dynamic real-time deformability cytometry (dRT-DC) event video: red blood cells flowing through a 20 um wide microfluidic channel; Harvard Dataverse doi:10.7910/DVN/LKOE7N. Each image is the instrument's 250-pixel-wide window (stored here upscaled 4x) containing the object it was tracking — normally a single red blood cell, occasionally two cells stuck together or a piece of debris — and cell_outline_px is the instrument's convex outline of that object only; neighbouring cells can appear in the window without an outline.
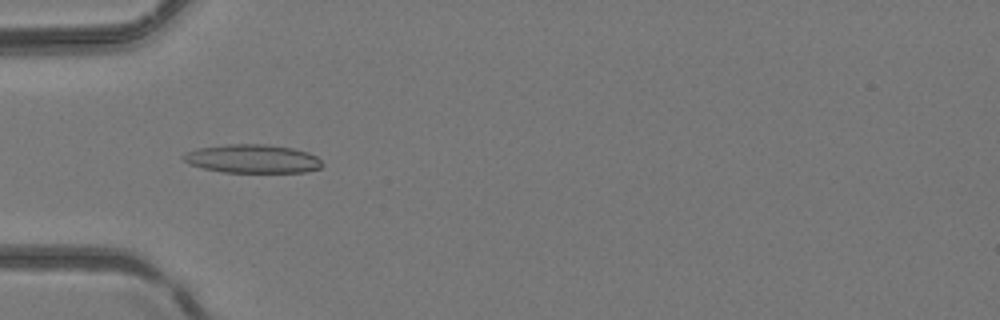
{"species": "common noctule bat (a hibernating species)", "species_latin": "Nyctalus noctula", "temperature_condition": "room temperature", "stored_images_in_passage": 6, "camera_frame_rate_fps": 3000, "um_per_image_px": 0.085, "animal": {"sex": "female", "body_mass_g": 24.6, "forearm_length_mm": 56.2}, "frame": {"image": 1, "passage_image": 5, "time_ms": 1.333, "image_size_px": [1000, 320], "cell_outline_px": [[324, 164], [320, 168], [304, 172], [224, 172], [204, 168], [192, 164], [184, 160], [180, 156], [184, 152], [196, 148], [228, 144], [268, 144], [292, 148], [308, 152], [316, 156]], "centroid_in_image_um": [21.46, 13.48], "position_along_channel_um": 63.5, "area_um2": 23.12}}
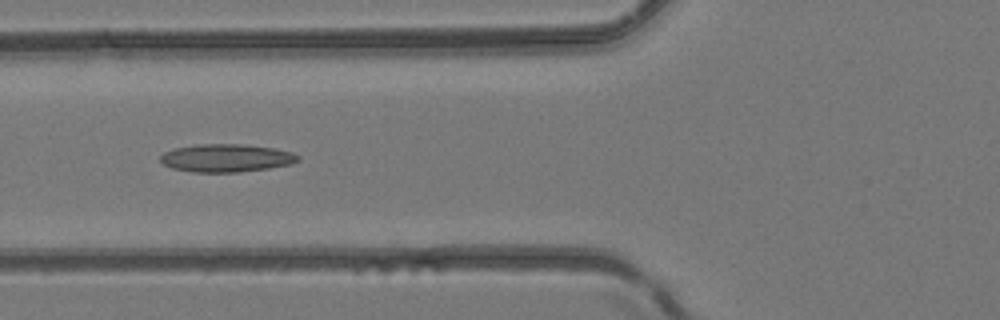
{"frame": {"image": 2, "passage_image": 6, "time_ms": 1.667, "image_size_px": [1000, 320], "cell_outline_px": [[300, 160], [292, 164], [268, 168], [240, 172], [192, 172], [172, 168], [164, 164], [160, 160], [160, 156], [164, 152], [176, 148], [200, 144], [240, 144], [276, 148], [292, 152], [300, 156]], "centroid_in_image_um": [19.27, 13.43], "position_along_channel_um": 106.5, "area_um2": 22.43}}